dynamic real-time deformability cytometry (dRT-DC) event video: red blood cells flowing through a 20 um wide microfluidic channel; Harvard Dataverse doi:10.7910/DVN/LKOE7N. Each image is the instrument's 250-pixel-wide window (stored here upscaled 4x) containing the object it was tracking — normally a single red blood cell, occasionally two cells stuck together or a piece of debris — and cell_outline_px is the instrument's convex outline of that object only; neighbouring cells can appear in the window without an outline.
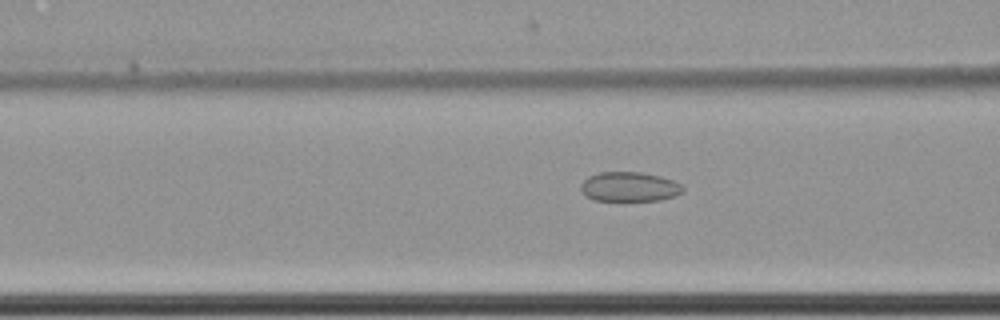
{"species": "common noctule bat (a hibernating species)", "species_latin": "Nyctalus noctula", "temperature_condition": "cold", "stored_images_in_passage": 52, "camera_frame_rate_fps": 3000, "um_per_image_px": 0.085, "animal": {"sex": "female", "body_mass_g": 22.7, "forearm_length_mm": 54.2}, "frame": {"image": 1, "passage_image": 17, "time_ms": 5.333, "image_size_px": [1000, 320], "cell_outline_px": [[684, 192], [676, 196], [660, 200], [592, 200], [580, 188], [580, 184], [588, 176], [600, 172], [640, 172], [660, 176], [672, 180], [680, 184], [684, 188]], "centroid_in_image_um": [53.52, 15.87], "position_along_channel_um": 113.1, "area_um2": 17.51}}
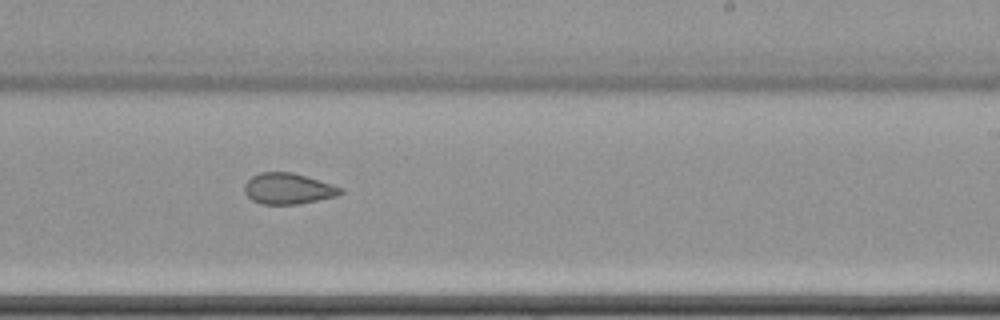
{"frame": {"image": 2, "passage_image": 30, "time_ms": 9.667, "image_size_px": [1000, 320], "cell_outline_px": [[344, 192], [336, 196], [300, 204], [260, 204], [252, 200], [244, 192], [244, 184], [252, 176], [260, 172], [292, 172], [344, 188]], "centroid_in_image_um": [24.48, 16.04], "position_along_channel_um": 264.5, "area_um2": 17.34}}
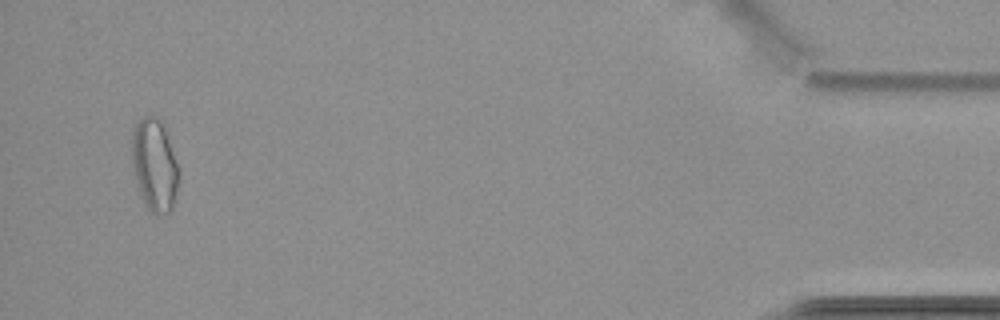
{"frame": {"image": 3, "passage_image": 50, "time_ms": 16.333, "image_size_px": [1000, 320], "cell_outline_px": [[180, 176], [176, 196], [172, 208], [168, 212], [160, 216], [156, 216], [148, 208], [140, 196], [132, 168], [132, 128], [144, 116], [156, 116], [164, 120], [168, 128], [180, 172]], "centroid_in_image_um": [13.17, 13.98], "position_along_channel_um": 422.0, "area_um2": 26.3}, "authors_computed_cell_mechanics": {"area_um2": 19.5364, "velocity_mm_per_s": 3.4915, "shape_relaxation_time_tau1_ms": null, "shape_relaxation_time_tau2_ms": 3.7563, "deformation_change_tau1": null, "deformation_change_tau2": 0.0853}}